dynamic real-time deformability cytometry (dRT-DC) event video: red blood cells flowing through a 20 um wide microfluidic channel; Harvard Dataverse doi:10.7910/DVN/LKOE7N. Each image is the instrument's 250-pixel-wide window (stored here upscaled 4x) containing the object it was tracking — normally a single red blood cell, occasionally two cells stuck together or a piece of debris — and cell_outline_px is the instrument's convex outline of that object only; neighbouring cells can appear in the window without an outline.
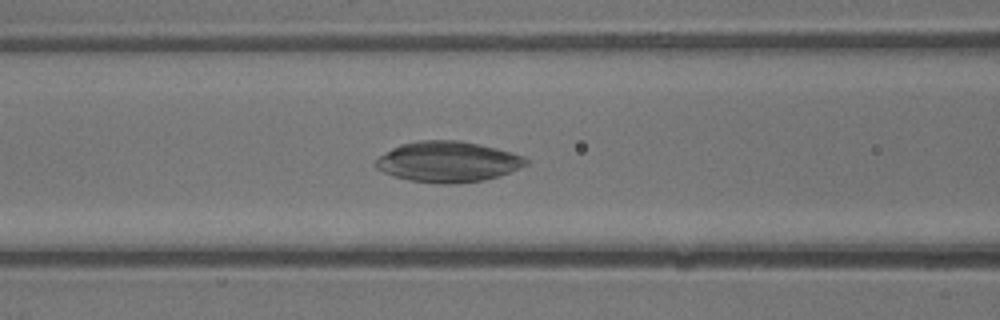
{"species": "common noctule bat (a hibernating species)", "species_latin": "Nyctalus noctula", "temperature_condition": "warm", "stored_images_in_passage": 7, "camera_frame_rate_fps": 3000, "um_per_image_px": 0.085, "animal": {"sex": "male", "body_mass_g": 13.3}, "frame": {"image": 1, "passage_image": 7, "time_ms": 2.0, "image_size_px": [1000, 320], "cell_outline_px": [[528, 164], [500, 176], [484, 180], [448, 184], [440, 184], [408, 180], [384, 172], [376, 168], [376, 160], [380, 156], [392, 148], [400, 144], [420, 140], [460, 140], [480, 144], [512, 152], [524, 156], [528, 160]], "centroid_in_image_um": [38.09, 13.74], "position_along_channel_um": 128.5, "area_um2": 35.55}}